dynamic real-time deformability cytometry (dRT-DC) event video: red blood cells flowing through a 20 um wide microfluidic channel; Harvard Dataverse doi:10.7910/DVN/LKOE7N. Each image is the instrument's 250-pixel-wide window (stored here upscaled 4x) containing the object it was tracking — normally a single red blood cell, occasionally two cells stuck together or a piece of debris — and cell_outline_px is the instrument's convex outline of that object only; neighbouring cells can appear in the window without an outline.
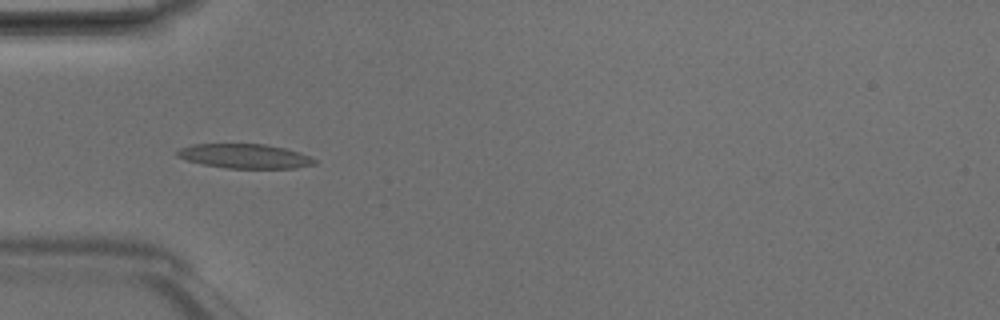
{"species": "Egyptian fruit bat (a non-hibernating species)", "species_latin": "Rousettus aegyptiacus", "temperature_condition": "room temperature", "stored_images_in_passage": 32, "camera_frame_rate_fps": 3000, "um_per_image_px": 0.085, "animal": {"sex": "male"}, "frame": {"image": 1, "passage_image": 1, "time_ms": 0.0, "image_size_px": [1000, 320], "cell_outline_px": [[316, 164], [296, 168], [228, 168], [204, 164], [188, 160], [176, 156], [176, 152], [180, 148], [192, 144], [264, 144], [284, 148], [300, 152], [316, 160]], "centroid_in_image_um": [20.82, 13.27], "position_along_channel_um": 64.2, "area_um2": 19.36}}
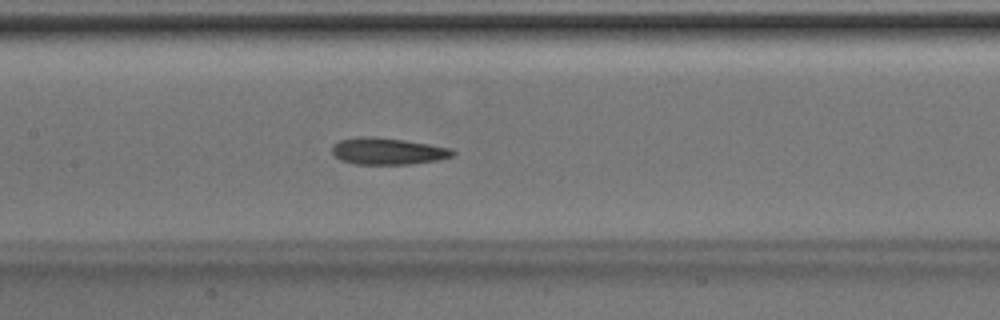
{"frame": {"image": 2, "passage_image": 9, "time_ms": 2.667, "image_size_px": [1000, 320], "cell_outline_px": [[456, 152], [452, 156], [436, 160], [408, 164], [356, 164], [340, 160], [332, 152], [332, 144], [340, 140], [360, 136], [372, 136], [404, 140], [452, 148]], "centroid_in_image_um": [32.93, 12.84], "position_along_channel_um": 174.5, "area_um2": 18.73}}
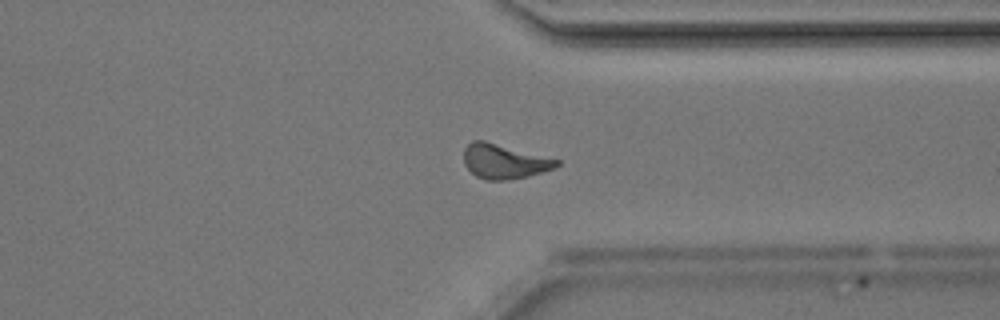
{"frame": {"image": 3, "passage_image": 23, "time_ms": 7.333, "image_size_px": [1000, 320], "cell_outline_px": [[560, 164], [552, 168], [528, 176], [508, 180], [488, 180], [476, 176], [464, 164], [464, 148], [472, 140], [484, 140], [560, 160]], "centroid_in_image_um": [42.83, 13.71], "position_along_channel_um": 368.6, "area_um2": 18.5}, "authors_computed_cell_mechanics": {"area_um2": 18.4382, "velocity_mm_per_s": 4.1764, "shape_relaxation_time_tau1_ms": 5.7645, "shape_relaxation_time_tau2_ms": 3.4752, "deformation_change_tau1": 0.1539, "deformation_change_tau2": 0.1199}}